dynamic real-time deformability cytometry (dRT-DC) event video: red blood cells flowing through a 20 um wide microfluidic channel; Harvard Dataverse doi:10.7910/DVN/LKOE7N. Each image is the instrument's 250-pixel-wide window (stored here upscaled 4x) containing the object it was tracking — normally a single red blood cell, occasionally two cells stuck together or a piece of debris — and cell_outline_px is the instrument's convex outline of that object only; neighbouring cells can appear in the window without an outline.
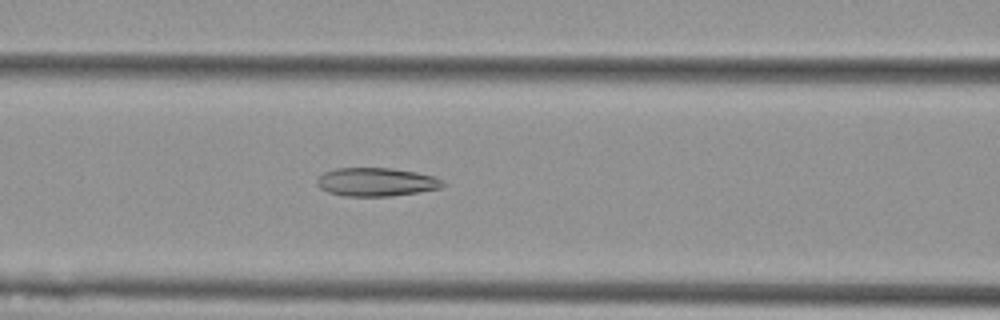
{"species": "Egyptian fruit bat (a non-hibernating species)", "species_latin": "Rousettus aegyptiacus", "temperature_condition": "cold", "stored_images_in_passage": 54, "camera_frame_rate_fps": 3000, "um_per_image_px": 0.085, "animal": {"sex": "female"}, "frame": {"image": 1, "passage_image": 22, "time_ms": 7.0, "image_size_px": [1000, 320], "cell_outline_px": [[444, 184], [440, 188], [420, 192], [392, 196], [344, 196], [328, 192], [320, 188], [316, 184], [316, 180], [324, 172], [336, 168], [392, 168], [416, 172], [436, 176]], "centroid_in_image_um": [31.97, 15.47], "position_along_channel_um": 134.6, "area_um2": 20.92}}
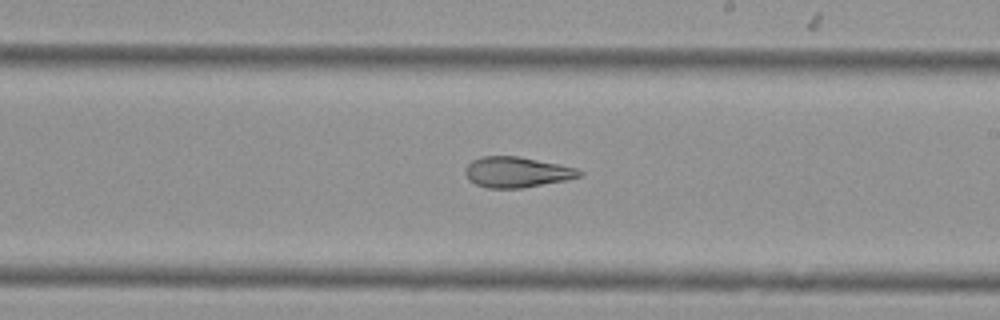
{"frame": {"image": 2, "passage_image": 31, "time_ms": 10.0, "image_size_px": [1000, 320], "cell_outline_px": [[584, 176], [564, 180], [520, 188], [488, 188], [476, 184], [468, 180], [464, 172], [464, 168], [472, 160], [480, 156], [516, 156], [560, 164], [576, 168], [584, 172]], "centroid_in_image_um": [43.91, 14.62], "position_along_channel_um": 245.1, "area_um2": 20.35}}
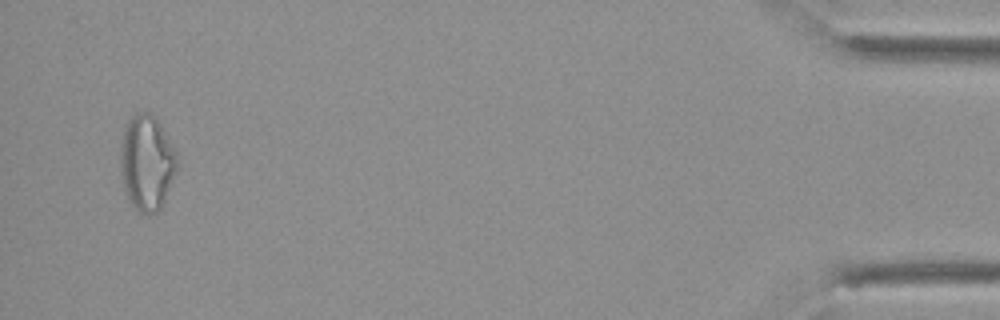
{"frame": {"image": 3, "passage_image": 52, "time_ms": 17.0, "image_size_px": [1000, 320], "cell_outline_px": [[176, 168], [164, 200], [160, 208], [156, 212], [140, 212], [128, 200], [120, 168], [120, 140], [124, 128], [128, 120], [136, 112], [148, 112], [156, 116], [176, 152]], "centroid_in_image_um": [12.44, 13.76], "position_along_channel_um": 422.8, "area_um2": 31.1}, "authors_computed_cell_mechanics": {"area_um2": 24.5939, "velocity_mm_per_s": 3.7037, "shape_relaxation_time_tau1_ms": null, "shape_relaxation_time_tau2_ms": 2.7149, "deformation_change_tau1": null, "deformation_change_tau2": 0.1044}}